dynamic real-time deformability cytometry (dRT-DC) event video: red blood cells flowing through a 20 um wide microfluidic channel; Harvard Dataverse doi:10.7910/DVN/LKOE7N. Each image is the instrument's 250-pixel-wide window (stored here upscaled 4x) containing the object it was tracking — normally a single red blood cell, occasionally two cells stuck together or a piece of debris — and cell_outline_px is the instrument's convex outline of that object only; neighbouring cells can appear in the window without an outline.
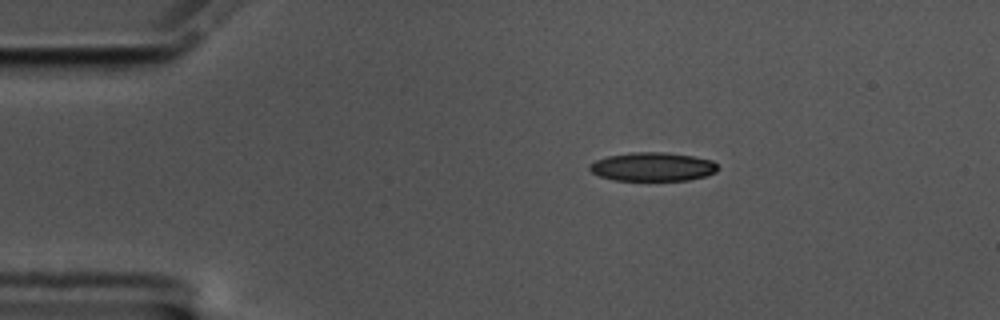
{"species": "common noctule bat (a hibernating species)", "species_latin": "Nyctalus noctula", "temperature_condition": "cold", "stored_images_in_passage": 48, "camera_frame_rate_fps": 3000, "um_per_image_px": 0.085, "animal": {"sex": "male", "body_mass_g": 17.5, "forearm_length_mm": 52.3}, "frame": {"image": 1, "passage_image": 1, "time_ms": 0.0, "image_size_px": [1000, 320], "cell_outline_px": [[720, 168], [716, 172], [704, 176], [688, 180], [616, 180], [600, 176], [592, 172], [588, 168], [588, 164], [596, 160], [608, 156], [632, 152], [664, 152], [692, 156], [712, 160]], "centroid_in_image_um": [55.47, 14.17], "position_along_channel_um": 29.5, "area_um2": 21.39}}
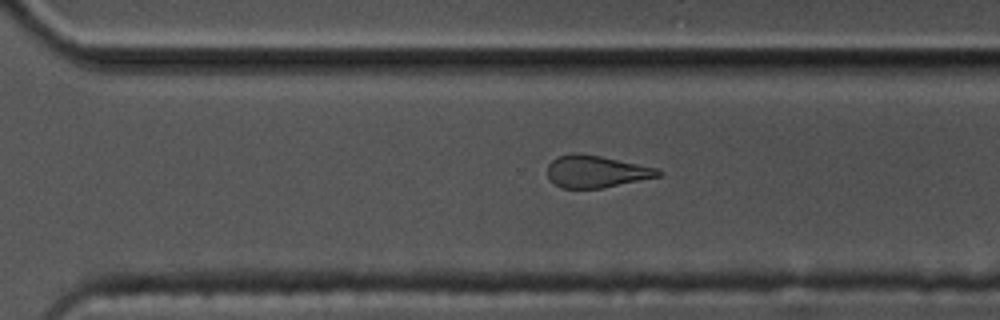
{"frame": {"image": 2, "passage_image": 30, "time_ms": 9.667, "image_size_px": [1000, 320], "cell_outline_px": [[664, 172], [660, 176], [600, 188], [564, 188], [548, 180], [548, 164], [552, 160], [560, 156], [572, 152], [576, 152], [600, 156], [656, 168]], "centroid_in_image_um": [50.64, 14.57], "position_along_channel_um": 320.0, "area_um2": 20.46}}
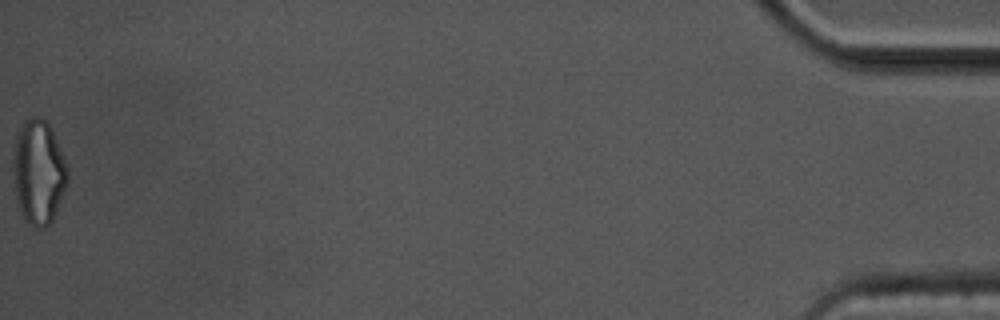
{"frame": {"image": 3, "passage_image": 48, "time_ms": 15.667, "image_size_px": [1000, 320], "cell_outline_px": [[68, 184], [52, 220], [44, 228], [32, 228], [24, 220], [16, 196], [12, 172], [12, 164], [16, 136], [24, 120], [28, 116], [40, 116], [48, 120], [52, 128], [68, 164]], "centroid_in_image_um": [3.29, 14.59], "position_along_channel_um": 431.9, "area_um2": 33.87}, "authors_computed_cell_mechanics": {"area_um2": 22.3686, "velocity_mm_per_s": 3.5323, "shape_relaxation_time_tau1_ms": null, "shape_relaxation_time_tau2_ms": 4.9688, "deformation_change_tau1": null, "deformation_change_tau2": 0.1463}}